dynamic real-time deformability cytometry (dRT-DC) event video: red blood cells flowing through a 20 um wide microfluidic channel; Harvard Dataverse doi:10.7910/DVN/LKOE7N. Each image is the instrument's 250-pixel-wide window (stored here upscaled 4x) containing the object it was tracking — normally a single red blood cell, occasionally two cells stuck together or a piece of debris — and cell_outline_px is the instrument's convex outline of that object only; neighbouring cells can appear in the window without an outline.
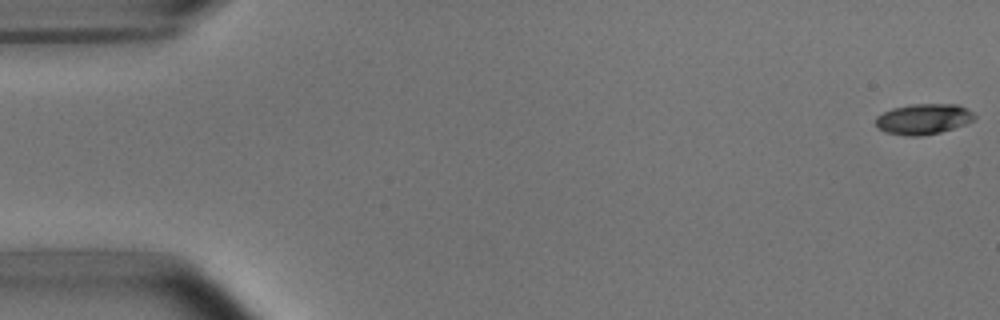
{"species": "common noctule bat (a hibernating species)", "species_latin": "Nyctalus noctula", "temperature_condition": "room temperature", "stored_images_in_passage": 53, "camera_frame_rate_fps": 3000, "um_per_image_px": 0.085, "animal": {"sex": "male", "body_mass_g": 15.6}, "frame": {"image": 1, "passage_image": 1, "time_ms": 0.0, "image_size_px": [1000, 320], "cell_outline_px": [[976, 120], [940, 132], [920, 136], [904, 136], [884, 132], [876, 124], [876, 116], [892, 108], [912, 104], [956, 104], [968, 108], [976, 116]], "centroid_in_image_um": [78.5, 10.11], "position_along_channel_um": 6.5, "area_um2": 17.63}}
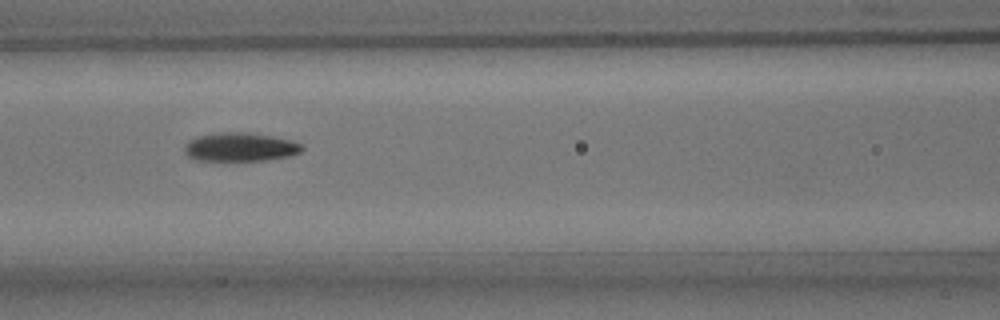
{"frame": {"image": 2, "passage_image": 23, "time_ms": 7.333, "image_size_px": [1000, 320], "cell_outline_px": [[304, 148], [300, 152], [288, 156], [264, 160], [192, 160], [184, 152], [184, 144], [188, 140], [196, 136], [220, 132], [244, 132], [268, 136], [288, 140], [300, 144]], "centroid_in_image_um": [20.32, 12.5], "position_along_channel_um": 146.3, "area_um2": 19.42}}
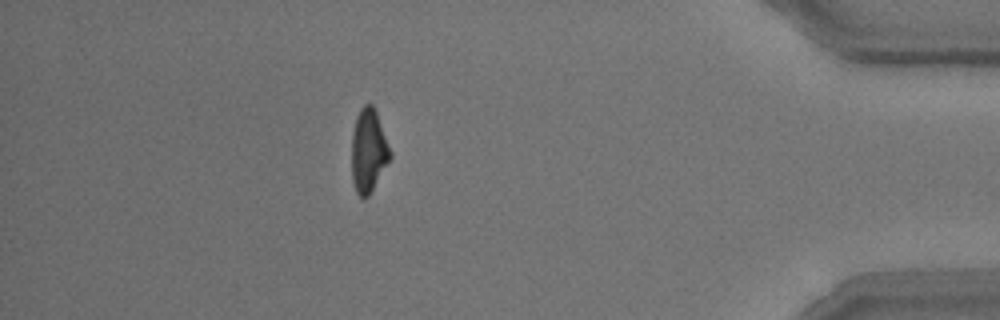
{"frame": {"image": 3, "passage_image": 47, "time_ms": 15.333, "image_size_px": [1000, 320], "cell_outline_px": [[392, 156], [368, 196], [364, 200], [356, 192], [352, 180], [352, 132], [356, 116], [360, 108], [364, 104], [372, 104], [376, 112], [392, 152]], "centroid_in_image_um": [31.31, 12.8], "position_along_channel_um": 403.9, "area_um2": 18.67}, "authors_computed_cell_mechanics": {"area_um2": 18.8428, "velocity_mm_per_s": 3.798, "shape_relaxation_time_tau1_ms": 3.5053, "shape_relaxation_time_tau2_ms": 4.0499, "deformation_change_tau1": 0.1657, "deformation_change_tau2": 0.1137}}